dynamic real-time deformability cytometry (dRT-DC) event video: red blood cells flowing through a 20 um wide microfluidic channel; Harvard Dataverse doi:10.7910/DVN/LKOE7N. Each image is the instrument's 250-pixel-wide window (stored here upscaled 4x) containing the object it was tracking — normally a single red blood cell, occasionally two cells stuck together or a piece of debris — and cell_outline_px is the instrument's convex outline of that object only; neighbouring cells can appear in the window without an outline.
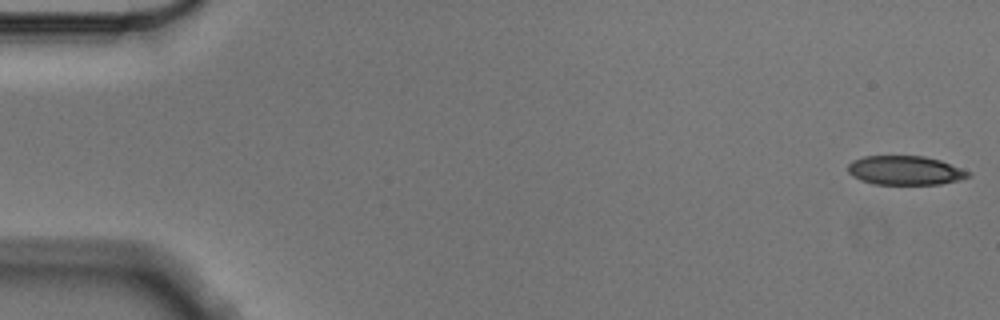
{"species": "Egyptian fruit bat (a non-hibernating species)", "species_latin": "Rousettus aegyptiacus", "temperature_condition": "cold", "stored_images_in_passage": 56, "camera_frame_rate_fps": 3000, "um_per_image_px": 0.085, "animal": {"sex": "male"}, "frame": {"image": 1, "passage_image": 1, "time_ms": 0.0, "image_size_px": [1000, 320], "cell_outline_px": [[972, 176], [960, 180], [940, 184], [876, 184], [860, 180], [852, 176], [848, 172], [848, 164], [852, 160], [864, 156], [924, 156], [940, 160], [972, 172]], "centroid_in_image_um": [76.96, 14.48], "position_along_channel_um": 8.0, "area_um2": 20.52}}
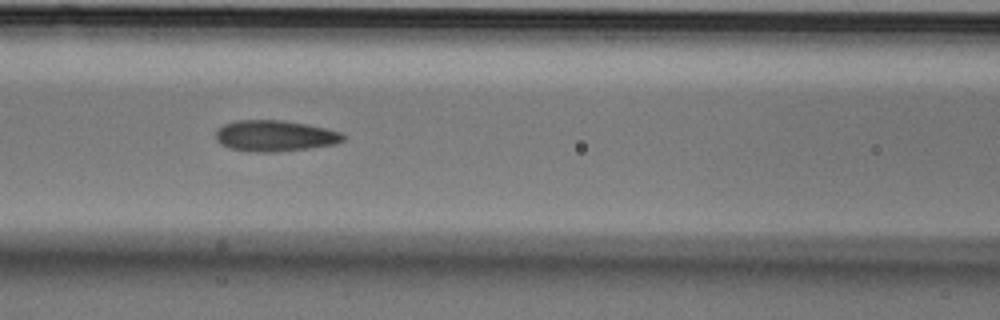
{"frame": {"image": 2, "passage_image": 24, "time_ms": 7.667, "image_size_px": [1000, 320], "cell_outline_px": [[344, 140], [332, 144], [308, 148], [272, 152], [256, 152], [228, 148], [220, 144], [216, 140], [216, 132], [224, 124], [236, 120], [280, 120], [308, 124], [340, 132], [344, 136]], "centroid_in_image_um": [23.32, 11.54], "position_along_channel_um": 143.3, "area_um2": 22.83}}
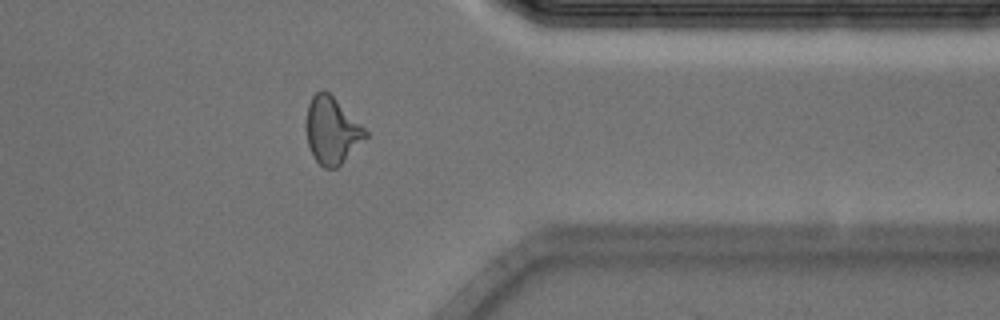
{"frame": {"image": 3, "passage_image": 45, "time_ms": 14.667, "image_size_px": [1000, 320], "cell_outline_px": [[368, 136], [336, 168], [324, 168], [312, 156], [308, 144], [304, 124], [308, 104], [312, 96], [320, 88], [324, 88], [368, 132]], "centroid_in_image_um": [28.15, 11.07], "position_along_channel_um": 383.2, "area_um2": 22.95}, "authors_computed_cell_mechanics": {"area_um2": 22.3108, "velocity_mm_per_s": 3.5654, "shape_relaxation_time_tau1_ms": 6.1025, "shape_relaxation_time_tau2_ms": 2.6718, "deformation_change_tau1": 0.1473, "deformation_change_tau2": 0.1045}}